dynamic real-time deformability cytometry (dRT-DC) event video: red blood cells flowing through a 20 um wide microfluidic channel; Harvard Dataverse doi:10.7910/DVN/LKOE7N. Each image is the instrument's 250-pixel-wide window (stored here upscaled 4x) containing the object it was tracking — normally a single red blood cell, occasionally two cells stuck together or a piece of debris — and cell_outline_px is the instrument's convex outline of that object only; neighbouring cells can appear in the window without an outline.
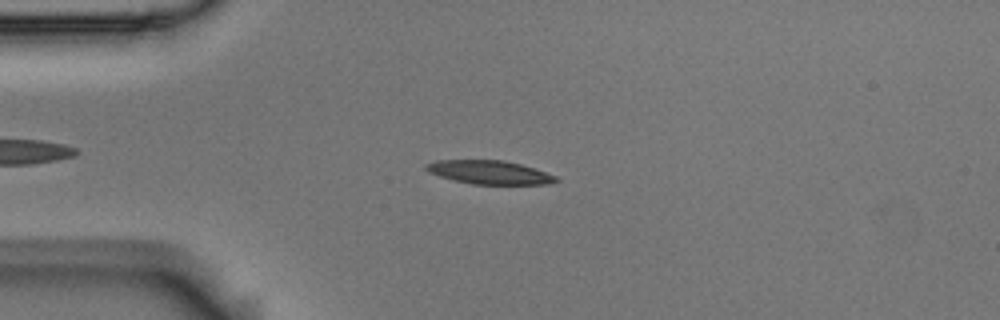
{"species": "Egyptian fruit bat (a non-hibernating species)", "species_latin": "Rousettus aegyptiacus", "temperature_condition": "room temperature", "stored_images_in_passage": 45, "camera_frame_rate_fps": 3000, "um_per_image_px": 0.085, "animal": {"sex": "male"}, "frame": {"image": 1, "passage_image": 10, "time_ms": 3.0, "image_size_px": [1000, 320], "cell_outline_px": [[560, 180], [548, 184], [472, 184], [452, 180], [428, 172], [424, 168], [424, 164], [436, 160], [504, 160], [520, 164], [556, 176]], "centroid_in_image_um": [41.55, 14.64], "position_along_channel_um": 43.5, "area_um2": 17.8}}
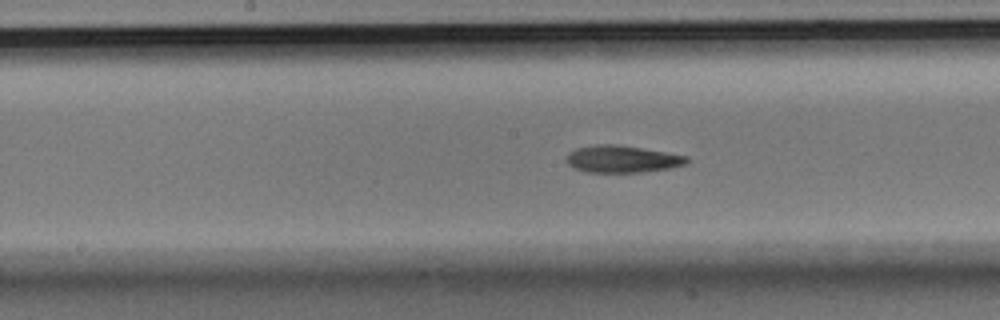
{"frame": {"image": 2, "passage_image": 24, "time_ms": 7.667, "image_size_px": [1000, 320], "cell_outline_px": [[688, 160], [684, 164], [672, 168], [640, 172], [588, 172], [576, 168], [568, 164], [568, 152], [576, 148], [596, 144], [616, 144], [688, 156]], "centroid_in_image_um": [52.88, 13.51], "position_along_channel_um": 195.3, "area_um2": 18.73}}
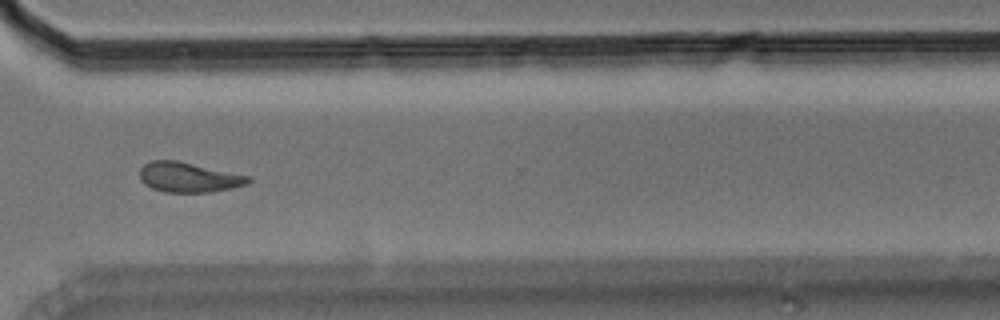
{"frame": {"image": 3, "passage_image": 37, "time_ms": 12.0, "image_size_px": [1000, 320], "cell_outline_px": [[252, 180], [248, 184], [232, 188], [208, 192], [164, 192], [152, 188], [144, 184], [140, 180], [140, 168], [144, 164], [152, 160], [176, 160], [252, 176]], "centroid_in_image_um": [16.05, 15.06], "position_along_channel_um": 354.5, "area_um2": 19.07}, "authors_computed_cell_mechanics": {"area_um2": 18.5538, "velocity_mm_per_s": 3.6873, "shape_relaxation_time_tau1_ms": 9.7638, "shape_relaxation_time_tau2_ms": 6.7338, "deformation_change_tau1": 0.2146, "deformation_change_tau2": 0.1619}}